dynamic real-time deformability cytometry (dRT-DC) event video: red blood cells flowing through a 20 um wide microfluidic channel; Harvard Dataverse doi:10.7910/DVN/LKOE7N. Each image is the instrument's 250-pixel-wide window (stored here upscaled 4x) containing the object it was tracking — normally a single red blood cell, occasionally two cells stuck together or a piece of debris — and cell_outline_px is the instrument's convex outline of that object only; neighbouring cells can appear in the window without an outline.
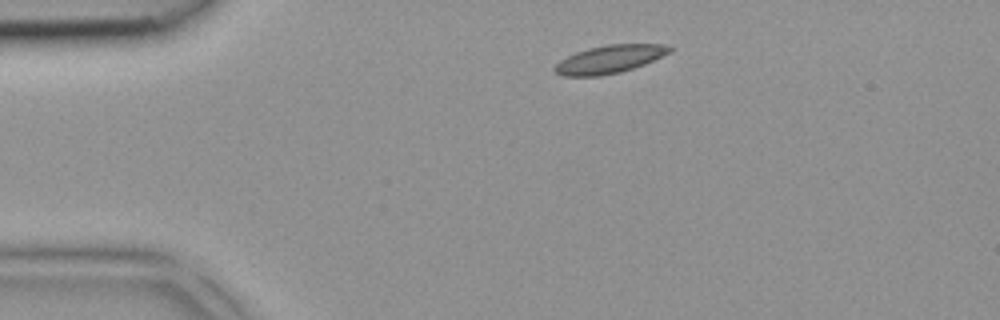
{"species": "common noctule bat (a hibernating species)", "species_latin": "Nyctalus noctula", "temperature_condition": "room temperature", "stored_images_in_passage": 3, "segment_of_instrument_passage": [1, 2], "camera_frame_rate_fps": 3000, "um_per_image_px": 0.085, "animal": {"sex": "female", "body_mass_g": 18.4}, "frame": {"image": 1, "passage_image": 1, "time_ms": 0.0, "image_size_px": [1000, 320], "cell_outline_px": [[676, 48], [644, 64], [620, 72], [600, 76], [564, 76], [556, 72], [552, 68], [560, 60], [576, 52], [588, 48], [608, 44], [664, 44]], "centroid_in_image_um": [51.79, 5.03], "position_along_channel_um": 33.2, "area_um2": 18.55}}